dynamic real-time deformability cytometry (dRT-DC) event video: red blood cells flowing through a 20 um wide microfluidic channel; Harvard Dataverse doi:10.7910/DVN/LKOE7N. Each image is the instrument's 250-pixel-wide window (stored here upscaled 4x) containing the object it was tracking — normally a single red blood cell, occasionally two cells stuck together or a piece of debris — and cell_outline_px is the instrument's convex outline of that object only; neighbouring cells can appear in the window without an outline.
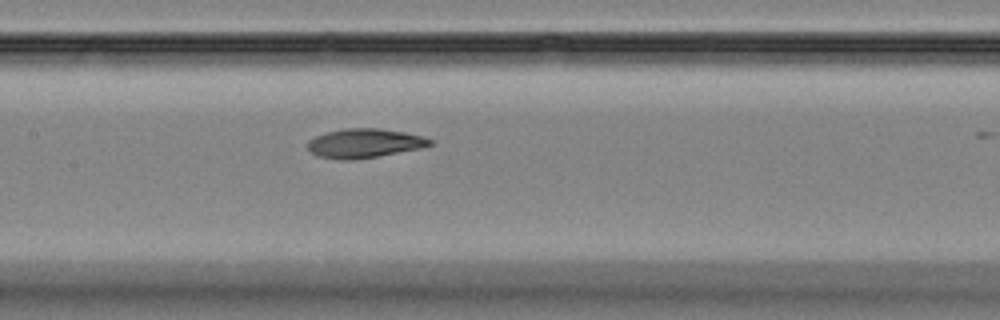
{"species": "Egyptian fruit bat (a non-hibernating species)", "species_latin": "Rousettus aegyptiacus", "temperature_condition": "room temperature", "stored_images_in_passage": 27, "camera_frame_rate_fps": 3000, "um_per_image_px": 0.085, "animal": {"sex": "female"}, "frame": {"image": 1, "passage_image": 26, "time_ms": 8.333, "image_size_px": [1000, 320], "cell_outline_px": [[432, 144], [420, 148], [376, 156], [352, 160], [344, 160], [320, 156], [312, 152], [308, 148], [308, 140], [316, 136], [328, 132], [344, 128], [380, 128], [404, 132], [420, 136], [432, 140]], "centroid_in_image_um": [30.96, 12.16], "position_along_channel_um": 176.4, "area_um2": 20.35}}